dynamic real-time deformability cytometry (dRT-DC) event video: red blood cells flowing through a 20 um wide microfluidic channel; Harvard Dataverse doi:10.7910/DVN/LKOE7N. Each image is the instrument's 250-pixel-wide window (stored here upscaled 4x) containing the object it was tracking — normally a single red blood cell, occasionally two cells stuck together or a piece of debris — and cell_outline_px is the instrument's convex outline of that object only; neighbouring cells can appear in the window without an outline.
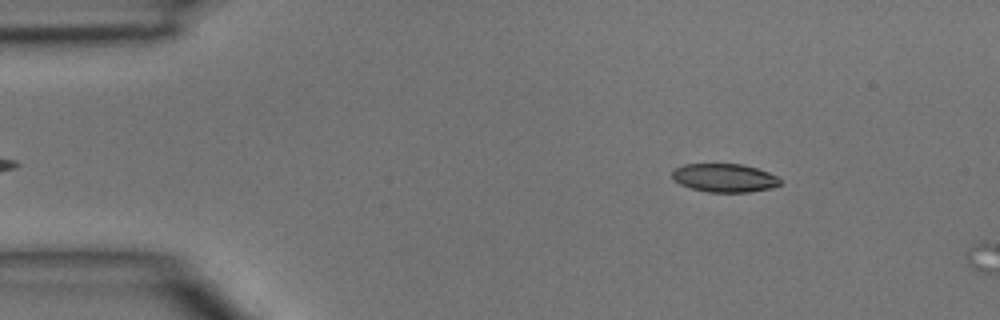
{"species": "common noctule bat (a hibernating species)", "species_latin": "Nyctalus noctula", "temperature_condition": "room temperature", "stored_images_in_passage": 5, "camera_frame_rate_fps": 3000, "um_per_image_px": 0.085, "animal": {"sex": "male", "body_mass_g": 15.6}, "frame": {"image": 1, "passage_image": 4, "time_ms": 1.0, "image_size_px": [1000, 320], "cell_outline_px": [[780, 184], [772, 188], [748, 192], [708, 192], [692, 188], [680, 184], [672, 176], [672, 172], [676, 168], [684, 164], [744, 164], [768, 172], [776, 176], [780, 180]], "centroid_in_image_um": [61.59, 15.12], "position_along_channel_um": 23.4, "area_um2": 17.74}}